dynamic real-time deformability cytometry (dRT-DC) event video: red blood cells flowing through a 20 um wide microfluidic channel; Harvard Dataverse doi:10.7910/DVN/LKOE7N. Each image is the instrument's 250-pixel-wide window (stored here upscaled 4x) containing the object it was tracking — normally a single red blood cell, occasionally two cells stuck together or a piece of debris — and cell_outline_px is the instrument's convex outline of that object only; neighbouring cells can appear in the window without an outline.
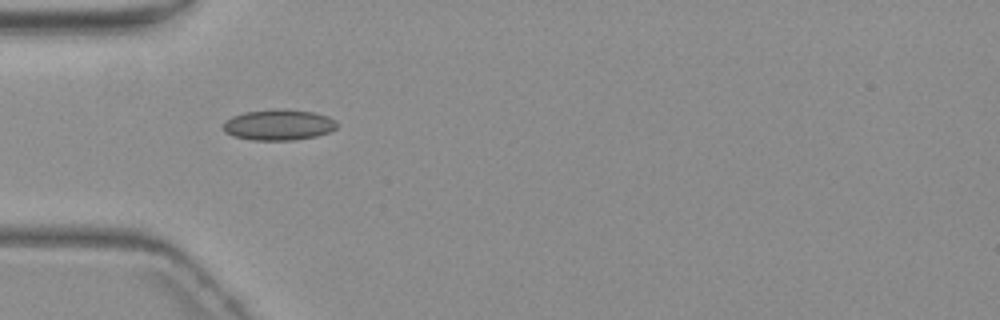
{"species": "common noctule bat (a hibernating species)", "species_latin": "Nyctalus noctula", "temperature_condition": "warm", "stored_images_in_passage": 6, "camera_frame_rate_fps": 3000, "um_per_image_px": 0.085, "animal": {"sex": "female", "body_mass_g": 19.3, "forearm_length_mm": 54.1}, "frame": {"image": 1, "passage_image": 6, "time_ms": 5.667, "image_size_px": [1000, 320], "cell_outline_px": [[336, 128], [328, 132], [316, 136], [292, 140], [252, 140], [232, 136], [224, 132], [224, 120], [232, 116], [244, 112], [280, 108], [284, 108], [316, 112], [328, 116], [336, 120]], "centroid_in_image_um": [23.67, 10.6], "position_along_channel_um": 61.3, "area_um2": 20.63}}